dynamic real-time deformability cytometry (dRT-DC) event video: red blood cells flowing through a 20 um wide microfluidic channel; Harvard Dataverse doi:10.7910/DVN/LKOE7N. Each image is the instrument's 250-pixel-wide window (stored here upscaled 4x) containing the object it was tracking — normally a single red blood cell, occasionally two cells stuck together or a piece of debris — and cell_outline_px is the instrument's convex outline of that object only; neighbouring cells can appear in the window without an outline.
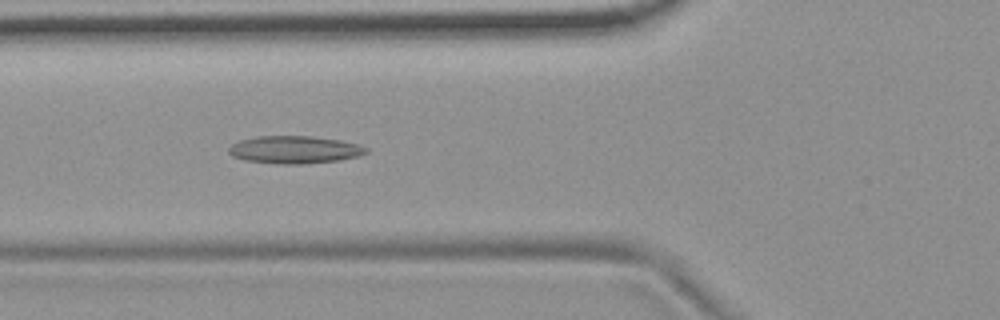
{"species": "common noctule bat (a hibernating species)", "species_latin": "Nyctalus noctula", "temperature_condition": "room temperature", "stored_images_in_passage": 14, "camera_frame_rate_fps": 3000, "um_per_image_px": 0.085, "animal": {"sex": "female", "body_mass_g": 19.9}, "frame": {"image": 1, "passage_image": 5, "time_ms": 5.333, "image_size_px": [1000, 320], "cell_outline_px": [[368, 152], [356, 156], [340, 160], [304, 164], [276, 164], [244, 160], [232, 156], [228, 152], [228, 148], [232, 144], [240, 140], [256, 136], [312, 136], [340, 140], [356, 144], [368, 148]], "centroid_in_image_um": [25.0, 12.73], "position_along_channel_um": 100.8, "area_um2": 22.14}, "authors_computed_cell_mechanics": {"area_um2": 20.4612, "velocity_mm_per_s": 3.6967, "shape_relaxation_time_tau1_ms": null, "shape_relaxation_time_tau2_ms": 4.9967, "deformation_change_tau1": null, "deformation_change_tau2": 0.1475}}